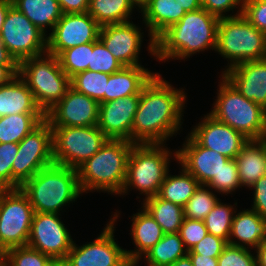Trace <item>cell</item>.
I'll return each mask as SVG.
<instances>
[{
  "mask_svg": "<svg viewBox=\"0 0 266 266\" xmlns=\"http://www.w3.org/2000/svg\"><path fill=\"white\" fill-rule=\"evenodd\" d=\"M183 89H175L156 73L143 87L131 130L134 144H164L180 130L186 101Z\"/></svg>",
  "mask_w": 266,
  "mask_h": 266,
  "instance_id": "obj_1",
  "label": "cell"
},
{
  "mask_svg": "<svg viewBox=\"0 0 266 266\" xmlns=\"http://www.w3.org/2000/svg\"><path fill=\"white\" fill-rule=\"evenodd\" d=\"M220 19L204 8L186 12L155 39V59H187L209 48L216 51Z\"/></svg>",
  "mask_w": 266,
  "mask_h": 266,
  "instance_id": "obj_2",
  "label": "cell"
},
{
  "mask_svg": "<svg viewBox=\"0 0 266 266\" xmlns=\"http://www.w3.org/2000/svg\"><path fill=\"white\" fill-rule=\"evenodd\" d=\"M134 143L124 139H108L88 160L77 168L82 192L106 191L120 194L127 175V162Z\"/></svg>",
  "mask_w": 266,
  "mask_h": 266,
  "instance_id": "obj_3",
  "label": "cell"
},
{
  "mask_svg": "<svg viewBox=\"0 0 266 266\" xmlns=\"http://www.w3.org/2000/svg\"><path fill=\"white\" fill-rule=\"evenodd\" d=\"M20 189L27 195L35 213H57L82 192L77 169L52 164L38 171Z\"/></svg>",
  "mask_w": 266,
  "mask_h": 266,
  "instance_id": "obj_4",
  "label": "cell"
},
{
  "mask_svg": "<svg viewBox=\"0 0 266 266\" xmlns=\"http://www.w3.org/2000/svg\"><path fill=\"white\" fill-rule=\"evenodd\" d=\"M221 77L217 99L209 114L248 140L263 139L266 110L245 98L223 75Z\"/></svg>",
  "mask_w": 266,
  "mask_h": 266,
  "instance_id": "obj_5",
  "label": "cell"
},
{
  "mask_svg": "<svg viewBox=\"0 0 266 266\" xmlns=\"http://www.w3.org/2000/svg\"><path fill=\"white\" fill-rule=\"evenodd\" d=\"M18 75L32 91L37 106L44 114L54 107L71 87L70 77L61 69L58 57L47 52L20 62Z\"/></svg>",
  "mask_w": 266,
  "mask_h": 266,
  "instance_id": "obj_6",
  "label": "cell"
},
{
  "mask_svg": "<svg viewBox=\"0 0 266 266\" xmlns=\"http://www.w3.org/2000/svg\"><path fill=\"white\" fill-rule=\"evenodd\" d=\"M165 144H134L127 162V175L121 195L130 187L138 189L145 198L156 196L169 173L171 151ZM129 188V189H128Z\"/></svg>",
  "mask_w": 266,
  "mask_h": 266,
  "instance_id": "obj_7",
  "label": "cell"
},
{
  "mask_svg": "<svg viewBox=\"0 0 266 266\" xmlns=\"http://www.w3.org/2000/svg\"><path fill=\"white\" fill-rule=\"evenodd\" d=\"M216 51L230 61L227 69L266 58V34L253 26L242 14L220 18Z\"/></svg>",
  "mask_w": 266,
  "mask_h": 266,
  "instance_id": "obj_8",
  "label": "cell"
},
{
  "mask_svg": "<svg viewBox=\"0 0 266 266\" xmlns=\"http://www.w3.org/2000/svg\"><path fill=\"white\" fill-rule=\"evenodd\" d=\"M52 127L54 164L77 169L109 139L97 125Z\"/></svg>",
  "mask_w": 266,
  "mask_h": 266,
  "instance_id": "obj_9",
  "label": "cell"
},
{
  "mask_svg": "<svg viewBox=\"0 0 266 266\" xmlns=\"http://www.w3.org/2000/svg\"><path fill=\"white\" fill-rule=\"evenodd\" d=\"M34 213L20 188L0 189V259L9 249L27 246Z\"/></svg>",
  "mask_w": 266,
  "mask_h": 266,
  "instance_id": "obj_10",
  "label": "cell"
},
{
  "mask_svg": "<svg viewBox=\"0 0 266 266\" xmlns=\"http://www.w3.org/2000/svg\"><path fill=\"white\" fill-rule=\"evenodd\" d=\"M52 164V127L44 119L18 143V153L12 164V188H20L38 171Z\"/></svg>",
  "mask_w": 266,
  "mask_h": 266,
  "instance_id": "obj_11",
  "label": "cell"
},
{
  "mask_svg": "<svg viewBox=\"0 0 266 266\" xmlns=\"http://www.w3.org/2000/svg\"><path fill=\"white\" fill-rule=\"evenodd\" d=\"M0 41L18 64L47 52L46 35L13 5L8 9Z\"/></svg>",
  "mask_w": 266,
  "mask_h": 266,
  "instance_id": "obj_12",
  "label": "cell"
},
{
  "mask_svg": "<svg viewBox=\"0 0 266 266\" xmlns=\"http://www.w3.org/2000/svg\"><path fill=\"white\" fill-rule=\"evenodd\" d=\"M104 227L102 233L94 241L72 248L65 258V266H131L126 250L120 247L114 239V224L119 214Z\"/></svg>",
  "mask_w": 266,
  "mask_h": 266,
  "instance_id": "obj_13",
  "label": "cell"
},
{
  "mask_svg": "<svg viewBox=\"0 0 266 266\" xmlns=\"http://www.w3.org/2000/svg\"><path fill=\"white\" fill-rule=\"evenodd\" d=\"M57 213H34L27 246L49 256L65 260L74 243Z\"/></svg>",
  "mask_w": 266,
  "mask_h": 266,
  "instance_id": "obj_14",
  "label": "cell"
},
{
  "mask_svg": "<svg viewBox=\"0 0 266 266\" xmlns=\"http://www.w3.org/2000/svg\"><path fill=\"white\" fill-rule=\"evenodd\" d=\"M100 29L88 12L63 14L47 36V53L58 56L64 50L97 41Z\"/></svg>",
  "mask_w": 266,
  "mask_h": 266,
  "instance_id": "obj_15",
  "label": "cell"
},
{
  "mask_svg": "<svg viewBox=\"0 0 266 266\" xmlns=\"http://www.w3.org/2000/svg\"><path fill=\"white\" fill-rule=\"evenodd\" d=\"M99 102L70 87L46 114L51 126L86 127L98 123Z\"/></svg>",
  "mask_w": 266,
  "mask_h": 266,
  "instance_id": "obj_16",
  "label": "cell"
},
{
  "mask_svg": "<svg viewBox=\"0 0 266 266\" xmlns=\"http://www.w3.org/2000/svg\"><path fill=\"white\" fill-rule=\"evenodd\" d=\"M190 135L203 147L217 151L229 159L235 157L248 141L240 132L216 120L209 113L196 125Z\"/></svg>",
  "mask_w": 266,
  "mask_h": 266,
  "instance_id": "obj_17",
  "label": "cell"
},
{
  "mask_svg": "<svg viewBox=\"0 0 266 266\" xmlns=\"http://www.w3.org/2000/svg\"><path fill=\"white\" fill-rule=\"evenodd\" d=\"M140 94L99 104L98 128L109 139H124L131 142V130L137 111Z\"/></svg>",
  "mask_w": 266,
  "mask_h": 266,
  "instance_id": "obj_18",
  "label": "cell"
},
{
  "mask_svg": "<svg viewBox=\"0 0 266 266\" xmlns=\"http://www.w3.org/2000/svg\"><path fill=\"white\" fill-rule=\"evenodd\" d=\"M140 27L133 22L102 26L99 39L123 66H138L142 44Z\"/></svg>",
  "mask_w": 266,
  "mask_h": 266,
  "instance_id": "obj_19",
  "label": "cell"
},
{
  "mask_svg": "<svg viewBox=\"0 0 266 266\" xmlns=\"http://www.w3.org/2000/svg\"><path fill=\"white\" fill-rule=\"evenodd\" d=\"M174 158L200 185H206L213 176H217L229 158L217 151L201 146L190 134L182 149L174 152Z\"/></svg>",
  "mask_w": 266,
  "mask_h": 266,
  "instance_id": "obj_20",
  "label": "cell"
},
{
  "mask_svg": "<svg viewBox=\"0 0 266 266\" xmlns=\"http://www.w3.org/2000/svg\"><path fill=\"white\" fill-rule=\"evenodd\" d=\"M222 72L245 98L266 110V58L243 62Z\"/></svg>",
  "mask_w": 266,
  "mask_h": 266,
  "instance_id": "obj_21",
  "label": "cell"
},
{
  "mask_svg": "<svg viewBox=\"0 0 266 266\" xmlns=\"http://www.w3.org/2000/svg\"><path fill=\"white\" fill-rule=\"evenodd\" d=\"M140 12L149 29L148 51L155 56V39L168 27L179 22L186 11L175 0H149Z\"/></svg>",
  "mask_w": 266,
  "mask_h": 266,
  "instance_id": "obj_22",
  "label": "cell"
},
{
  "mask_svg": "<svg viewBox=\"0 0 266 266\" xmlns=\"http://www.w3.org/2000/svg\"><path fill=\"white\" fill-rule=\"evenodd\" d=\"M155 74L141 65L123 66L119 71L109 74L104 102L140 94Z\"/></svg>",
  "mask_w": 266,
  "mask_h": 266,
  "instance_id": "obj_23",
  "label": "cell"
},
{
  "mask_svg": "<svg viewBox=\"0 0 266 266\" xmlns=\"http://www.w3.org/2000/svg\"><path fill=\"white\" fill-rule=\"evenodd\" d=\"M264 240H266V219L252 209L242 210L237 214L235 212L227 244L256 249Z\"/></svg>",
  "mask_w": 266,
  "mask_h": 266,
  "instance_id": "obj_24",
  "label": "cell"
},
{
  "mask_svg": "<svg viewBox=\"0 0 266 266\" xmlns=\"http://www.w3.org/2000/svg\"><path fill=\"white\" fill-rule=\"evenodd\" d=\"M164 234L162 228L144 208L141 212L133 214L130 235L137 249L126 250L128 260L137 266L141 257L156 245Z\"/></svg>",
  "mask_w": 266,
  "mask_h": 266,
  "instance_id": "obj_25",
  "label": "cell"
},
{
  "mask_svg": "<svg viewBox=\"0 0 266 266\" xmlns=\"http://www.w3.org/2000/svg\"><path fill=\"white\" fill-rule=\"evenodd\" d=\"M241 186L251 188L266 174V141L248 140L235 157Z\"/></svg>",
  "mask_w": 266,
  "mask_h": 266,
  "instance_id": "obj_26",
  "label": "cell"
},
{
  "mask_svg": "<svg viewBox=\"0 0 266 266\" xmlns=\"http://www.w3.org/2000/svg\"><path fill=\"white\" fill-rule=\"evenodd\" d=\"M23 113L43 112L37 106L32 91L17 74L7 84L0 86V117Z\"/></svg>",
  "mask_w": 266,
  "mask_h": 266,
  "instance_id": "obj_27",
  "label": "cell"
},
{
  "mask_svg": "<svg viewBox=\"0 0 266 266\" xmlns=\"http://www.w3.org/2000/svg\"><path fill=\"white\" fill-rule=\"evenodd\" d=\"M12 5L21 11L46 36L47 27L52 31L63 15L58 0H12ZM46 28V29H45Z\"/></svg>",
  "mask_w": 266,
  "mask_h": 266,
  "instance_id": "obj_28",
  "label": "cell"
},
{
  "mask_svg": "<svg viewBox=\"0 0 266 266\" xmlns=\"http://www.w3.org/2000/svg\"><path fill=\"white\" fill-rule=\"evenodd\" d=\"M143 206L165 234L177 233L184 219L183 207L160 198L158 195L145 198Z\"/></svg>",
  "mask_w": 266,
  "mask_h": 266,
  "instance_id": "obj_29",
  "label": "cell"
},
{
  "mask_svg": "<svg viewBox=\"0 0 266 266\" xmlns=\"http://www.w3.org/2000/svg\"><path fill=\"white\" fill-rule=\"evenodd\" d=\"M179 175H169L160 186L158 196L181 207H184L200 186L198 180L183 166Z\"/></svg>",
  "mask_w": 266,
  "mask_h": 266,
  "instance_id": "obj_30",
  "label": "cell"
},
{
  "mask_svg": "<svg viewBox=\"0 0 266 266\" xmlns=\"http://www.w3.org/2000/svg\"><path fill=\"white\" fill-rule=\"evenodd\" d=\"M44 119V113H23L0 117V143H19Z\"/></svg>",
  "mask_w": 266,
  "mask_h": 266,
  "instance_id": "obj_31",
  "label": "cell"
},
{
  "mask_svg": "<svg viewBox=\"0 0 266 266\" xmlns=\"http://www.w3.org/2000/svg\"><path fill=\"white\" fill-rule=\"evenodd\" d=\"M134 7L132 0H89L88 13L102 27L130 21Z\"/></svg>",
  "mask_w": 266,
  "mask_h": 266,
  "instance_id": "obj_32",
  "label": "cell"
},
{
  "mask_svg": "<svg viewBox=\"0 0 266 266\" xmlns=\"http://www.w3.org/2000/svg\"><path fill=\"white\" fill-rule=\"evenodd\" d=\"M187 253L188 250L177 232L164 234L162 239L144 257L147 266H169L179 258L186 256Z\"/></svg>",
  "mask_w": 266,
  "mask_h": 266,
  "instance_id": "obj_33",
  "label": "cell"
},
{
  "mask_svg": "<svg viewBox=\"0 0 266 266\" xmlns=\"http://www.w3.org/2000/svg\"><path fill=\"white\" fill-rule=\"evenodd\" d=\"M109 74L95 71H82L70 78L71 87L82 94L104 103V92H106Z\"/></svg>",
  "mask_w": 266,
  "mask_h": 266,
  "instance_id": "obj_34",
  "label": "cell"
},
{
  "mask_svg": "<svg viewBox=\"0 0 266 266\" xmlns=\"http://www.w3.org/2000/svg\"><path fill=\"white\" fill-rule=\"evenodd\" d=\"M233 206L221 203V200L203 220L208 233L224 239L227 243L230 237L234 218Z\"/></svg>",
  "mask_w": 266,
  "mask_h": 266,
  "instance_id": "obj_35",
  "label": "cell"
},
{
  "mask_svg": "<svg viewBox=\"0 0 266 266\" xmlns=\"http://www.w3.org/2000/svg\"><path fill=\"white\" fill-rule=\"evenodd\" d=\"M93 42L81 44L62 51L57 57L61 69L71 78L75 74L88 70Z\"/></svg>",
  "mask_w": 266,
  "mask_h": 266,
  "instance_id": "obj_36",
  "label": "cell"
},
{
  "mask_svg": "<svg viewBox=\"0 0 266 266\" xmlns=\"http://www.w3.org/2000/svg\"><path fill=\"white\" fill-rule=\"evenodd\" d=\"M206 185H200L183 207L184 218L203 221L219 202V198ZM210 190V191H209Z\"/></svg>",
  "mask_w": 266,
  "mask_h": 266,
  "instance_id": "obj_37",
  "label": "cell"
},
{
  "mask_svg": "<svg viewBox=\"0 0 266 266\" xmlns=\"http://www.w3.org/2000/svg\"><path fill=\"white\" fill-rule=\"evenodd\" d=\"M51 258L29 246L7 250L0 259V266H44Z\"/></svg>",
  "mask_w": 266,
  "mask_h": 266,
  "instance_id": "obj_38",
  "label": "cell"
},
{
  "mask_svg": "<svg viewBox=\"0 0 266 266\" xmlns=\"http://www.w3.org/2000/svg\"><path fill=\"white\" fill-rule=\"evenodd\" d=\"M206 186L226 195L232 193V191L235 192L241 186L235 159H229L217 176H213Z\"/></svg>",
  "mask_w": 266,
  "mask_h": 266,
  "instance_id": "obj_39",
  "label": "cell"
},
{
  "mask_svg": "<svg viewBox=\"0 0 266 266\" xmlns=\"http://www.w3.org/2000/svg\"><path fill=\"white\" fill-rule=\"evenodd\" d=\"M122 67L123 65L113 56L100 39L93 42L88 70L113 74Z\"/></svg>",
  "mask_w": 266,
  "mask_h": 266,
  "instance_id": "obj_40",
  "label": "cell"
},
{
  "mask_svg": "<svg viewBox=\"0 0 266 266\" xmlns=\"http://www.w3.org/2000/svg\"><path fill=\"white\" fill-rule=\"evenodd\" d=\"M218 266H257L249 248L227 244L218 257Z\"/></svg>",
  "mask_w": 266,
  "mask_h": 266,
  "instance_id": "obj_41",
  "label": "cell"
},
{
  "mask_svg": "<svg viewBox=\"0 0 266 266\" xmlns=\"http://www.w3.org/2000/svg\"><path fill=\"white\" fill-rule=\"evenodd\" d=\"M18 143H0V189L12 188V164Z\"/></svg>",
  "mask_w": 266,
  "mask_h": 266,
  "instance_id": "obj_42",
  "label": "cell"
},
{
  "mask_svg": "<svg viewBox=\"0 0 266 266\" xmlns=\"http://www.w3.org/2000/svg\"><path fill=\"white\" fill-rule=\"evenodd\" d=\"M179 234L189 251L208 234V231L203 221L184 218Z\"/></svg>",
  "mask_w": 266,
  "mask_h": 266,
  "instance_id": "obj_43",
  "label": "cell"
},
{
  "mask_svg": "<svg viewBox=\"0 0 266 266\" xmlns=\"http://www.w3.org/2000/svg\"><path fill=\"white\" fill-rule=\"evenodd\" d=\"M242 15L266 34V0H244Z\"/></svg>",
  "mask_w": 266,
  "mask_h": 266,
  "instance_id": "obj_44",
  "label": "cell"
},
{
  "mask_svg": "<svg viewBox=\"0 0 266 266\" xmlns=\"http://www.w3.org/2000/svg\"><path fill=\"white\" fill-rule=\"evenodd\" d=\"M227 242L213 234L208 233L199 243H197L187 254H200L218 258Z\"/></svg>",
  "mask_w": 266,
  "mask_h": 266,
  "instance_id": "obj_45",
  "label": "cell"
},
{
  "mask_svg": "<svg viewBox=\"0 0 266 266\" xmlns=\"http://www.w3.org/2000/svg\"><path fill=\"white\" fill-rule=\"evenodd\" d=\"M244 0H201V7L210 14L220 18L235 17L242 14ZM239 5L241 8H238ZM238 8L239 10L234 15H227L226 12ZM225 13V15L223 14ZM238 13V14H237Z\"/></svg>",
  "mask_w": 266,
  "mask_h": 266,
  "instance_id": "obj_46",
  "label": "cell"
},
{
  "mask_svg": "<svg viewBox=\"0 0 266 266\" xmlns=\"http://www.w3.org/2000/svg\"><path fill=\"white\" fill-rule=\"evenodd\" d=\"M253 187V188H252ZM250 189H254L252 210H255L261 217L266 219V180L260 178Z\"/></svg>",
  "mask_w": 266,
  "mask_h": 266,
  "instance_id": "obj_47",
  "label": "cell"
},
{
  "mask_svg": "<svg viewBox=\"0 0 266 266\" xmlns=\"http://www.w3.org/2000/svg\"><path fill=\"white\" fill-rule=\"evenodd\" d=\"M63 14L87 13L89 0H58Z\"/></svg>",
  "mask_w": 266,
  "mask_h": 266,
  "instance_id": "obj_48",
  "label": "cell"
},
{
  "mask_svg": "<svg viewBox=\"0 0 266 266\" xmlns=\"http://www.w3.org/2000/svg\"><path fill=\"white\" fill-rule=\"evenodd\" d=\"M19 65H0V86L7 84L18 74Z\"/></svg>",
  "mask_w": 266,
  "mask_h": 266,
  "instance_id": "obj_49",
  "label": "cell"
},
{
  "mask_svg": "<svg viewBox=\"0 0 266 266\" xmlns=\"http://www.w3.org/2000/svg\"><path fill=\"white\" fill-rule=\"evenodd\" d=\"M193 266H218V258L203 256L200 254H187Z\"/></svg>",
  "mask_w": 266,
  "mask_h": 266,
  "instance_id": "obj_50",
  "label": "cell"
},
{
  "mask_svg": "<svg viewBox=\"0 0 266 266\" xmlns=\"http://www.w3.org/2000/svg\"><path fill=\"white\" fill-rule=\"evenodd\" d=\"M0 65H19L0 41Z\"/></svg>",
  "mask_w": 266,
  "mask_h": 266,
  "instance_id": "obj_51",
  "label": "cell"
},
{
  "mask_svg": "<svg viewBox=\"0 0 266 266\" xmlns=\"http://www.w3.org/2000/svg\"><path fill=\"white\" fill-rule=\"evenodd\" d=\"M186 12L195 11L201 8V0H175Z\"/></svg>",
  "mask_w": 266,
  "mask_h": 266,
  "instance_id": "obj_52",
  "label": "cell"
},
{
  "mask_svg": "<svg viewBox=\"0 0 266 266\" xmlns=\"http://www.w3.org/2000/svg\"><path fill=\"white\" fill-rule=\"evenodd\" d=\"M256 265L266 266V240H264L256 249Z\"/></svg>",
  "mask_w": 266,
  "mask_h": 266,
  "instance_id": "obj_53",
  "label": "cell"
},
{
  "mask_svg": "<svg viewBox=\"0 0 266 266\" xmlns=\"http://www.w3.org/2000/svg\"><path fill=\"white\" fill-rule=\"evenodd\" d=\"M12 5V0H0V35L2 32L3 23L5 21L9 7Z\"/></svg>",
  "mask_w": 266,
  "mask_h": 266,
  "instance_id": "obj_54",
  "label": "cell"
},
{
  "mask_svg": "<svg viewBox=\"0 0 266 266\" xmlns=\"http://www.w3.org/2000/svg\"><path fill=\"white\" fill-rule=\"evenodd\" d=\"M169 266H193L190 257L188 255L179 258L177 261H175L174 263H172Z\"/></svg>",
  "mask_w": 266,
  "mask_h": 266,
  "instance_id": "obj_55",
  "label": "cell"
},
{
  "mask_svg": "<svg viewBox=\"0 0 266 266\" xmlns=\"http://www.w3.org/2000/svg\"><path fill=\"white\" fill-rule=\"evenodd\" d=\"M44 266H65V261L62 259H50Z\"/></svg>",
  "mask_w": 266,
  "mask_h": 266,
  "instance_id": "obj_56",
  "label": "cell"
},
{
  "mask_svg": "<svg viewBox=\"0 0 266 266\" xmlns=\"http://www.w3.org/2000/svg\"><path fill=\"white\" fill-rule=\"evenodd\" d=\"M133 4L137 6L140 10L149 2V0H132Z\"/></svg>",
  "mask_w": 266,
  "mask_h": 266,
  "instance_id": "obj_57",
  "label": "cell"
},
{
  "mask_svg": "<svg viewBox=\"0 0 266 266\" xmlns=\"http://www.w3.org/2000/svg\"><path fill=\"white\" fill-rule=\"evenodd\" d=\"M263 139L266 141V118H265V132H264V135H263Z\"/></svg>",
  "mask_w": 266,
  "mask_h": 266,
  "instance_id": "obj_58",
  "label": "cell"
}]
</instances>
